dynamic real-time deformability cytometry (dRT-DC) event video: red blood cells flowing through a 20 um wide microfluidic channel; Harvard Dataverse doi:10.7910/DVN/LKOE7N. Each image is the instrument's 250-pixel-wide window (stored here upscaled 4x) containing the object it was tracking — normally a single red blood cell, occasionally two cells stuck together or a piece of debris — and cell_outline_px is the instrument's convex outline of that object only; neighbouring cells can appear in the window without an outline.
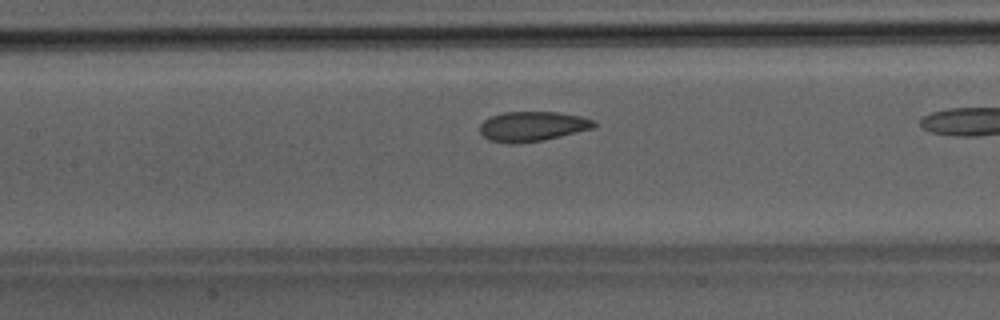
{"species": "Egyptian fruit bat (a non-hibernating species)", "species_latin": "Rousettus aegyptiacus", "temperature_condition": "room temperature", "stored_images_in_passage": 27, "camera_frame_rate_fps": 3000, "um_per_image_px": 0.085, "animal": {"sex": "male"}, "frame": {"image": 1, "passage_image": 12, "time_ms": 3.667, "image_size_px": [1000, 320], "cell_outline_px": [[596, 124], [592, 128], [544, 140], [516, 144], [508, 144], [488, 140], [480, 132], [480, 124], [484, 120], [492, 116], [504, 112], [556, 112], [580, 116], [596, 120]], "centroid_in_image_um": [45.23, 10.75], "position_along_channel_um": 162.2, "area_um2": 19.83}}